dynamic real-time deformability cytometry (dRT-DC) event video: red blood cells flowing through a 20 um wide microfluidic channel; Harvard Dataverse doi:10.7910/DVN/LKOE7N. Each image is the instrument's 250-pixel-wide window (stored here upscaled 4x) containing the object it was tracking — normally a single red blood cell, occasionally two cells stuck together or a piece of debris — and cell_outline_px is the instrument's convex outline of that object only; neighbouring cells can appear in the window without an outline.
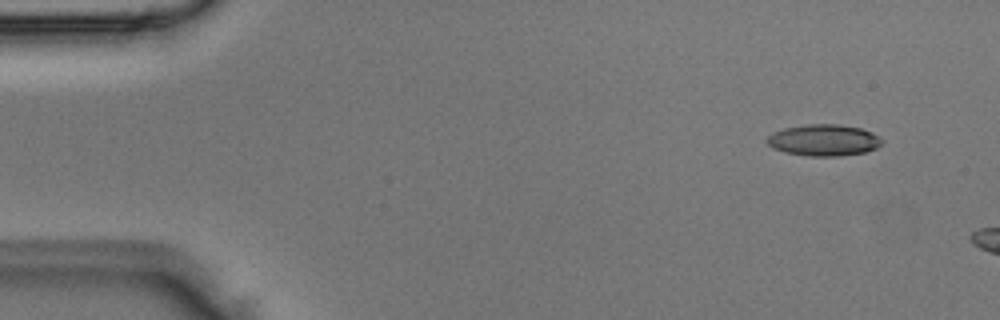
{"species": "Egyptian fruit bat (a non-hibernating species)", "species_latin": "Rousettus aegyptiacus", "temperature_condition": "room temperature", "stored_images_in_passage": 3, "camera_frame_rate_fps": 3000, "um_per_image_px": 0.085, "animal": {"sex": "male"}, "frame": {"image": 1, "passage_image": 1, "time_ms": 0.0, "image_size_px": [1000, 320], "cell_outline_px": [[884, 140], [876, 148], [864, 152], [840, 156], [808, 156], [784, 152], [772, 148], [764, 140], [772, 132], [784, 128], [808, 124], [840, 124], [860, 128], [872, 132]], "centroid_in_image_um": [69.99, 11.91], "position_along_channel_um": 15.0, "area_um2": 21.21}}